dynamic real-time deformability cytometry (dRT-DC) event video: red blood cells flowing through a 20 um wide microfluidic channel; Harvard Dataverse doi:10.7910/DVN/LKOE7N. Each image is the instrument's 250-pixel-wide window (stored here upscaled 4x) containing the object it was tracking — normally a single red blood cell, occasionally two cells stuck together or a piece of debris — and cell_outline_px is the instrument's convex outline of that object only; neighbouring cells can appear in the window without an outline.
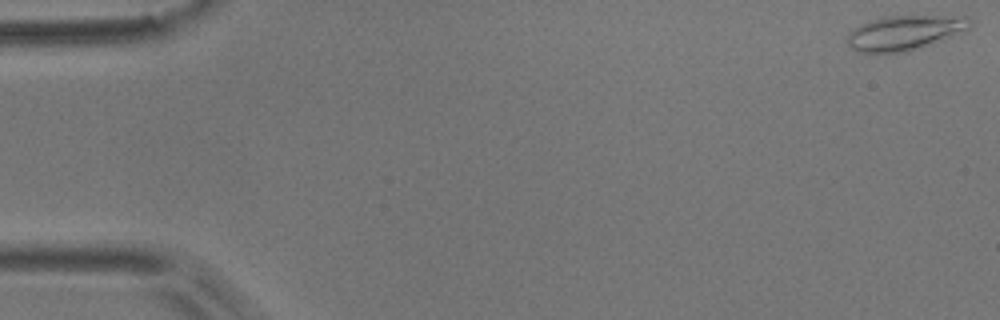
{"species": "common noctule bat (a hibernating species)", "species_latin": "Nyctalus noctula", "temperature_condition": "room temperature", "stored_images_in_passage": 14, "camera_frame_rate_fps": 3000, "um_per_image_px": 0.085, "animal": {"sex": "male", "body_mass_g": 17.9}, "frame": {"image": 1, "passage_image": 1, "time_ms": 0.0, "image_size_px": [1000, 320], "cell_outline_px": [[972, 24], [968, 28], [940, 40], [904, 52], [856, 52], [848, 44], [848, 36], [860, 24], [868, 20], [884, 16], [968, 16], [972, 20]], "centroid_in_image_um": [76.88, 2.76], "position_along_channel_um": 8.1, "area_um2": 24.22}}